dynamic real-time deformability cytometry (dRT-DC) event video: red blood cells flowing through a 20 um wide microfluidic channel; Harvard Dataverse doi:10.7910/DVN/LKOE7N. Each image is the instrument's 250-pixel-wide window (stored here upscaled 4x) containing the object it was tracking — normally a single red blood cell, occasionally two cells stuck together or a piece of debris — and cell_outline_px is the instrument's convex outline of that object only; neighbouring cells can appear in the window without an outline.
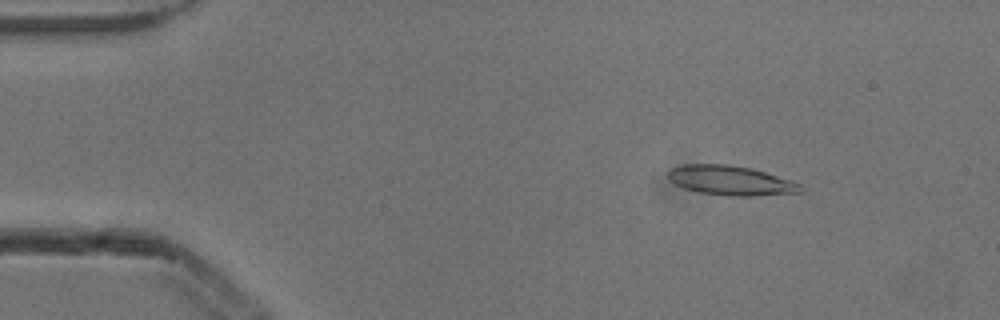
{"species": "common noctule bat (a hibernating species)", "species_latin": "Nyctalus noctula", "temperature_condition": "cold", "stored_images_in_passage": 5, "camera_frame_rate_fps": 3000, "um_per_image_px": 0.085, "animal": {"sex": "male", "body_mass_g": 13.3}, "frame": {"image": 1, "passage_image": 2, "time_ms": 0.333, "image_size_px": [1000, 320], "cell_outline_px": [[804, 192], [756, 196], [728, 196], [700, 192], [684, 188], [668, 180], [668, 172], [672, 168], [684, 164], [728, 164], [752, 168], [800, 184], [804, 188]], "centroid_in_image_um": [62.11, 15.35], "position_along_channel_um": 22.9, "area_um2": 22.77}}
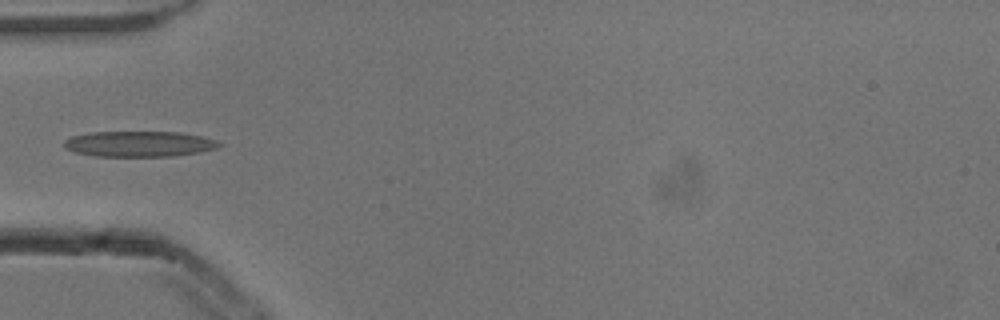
{"frame": {"image": 2, "passage_image": 5, "time_ms": 1.333, "image_size_px": [1000, 320], "cell_outline_px": [[224, 144], [216, 148], [200, 152], [172, 156], [92, 156], [76, 152], [64, 148], [64, 140], [72, 136], [92, 132], [180, 132], [200, 136], [216, 140]], "centroid_in_image_um": [11.83, 12.23], "position_along_channel_um": 73.2, "area_um2": 23.12}}